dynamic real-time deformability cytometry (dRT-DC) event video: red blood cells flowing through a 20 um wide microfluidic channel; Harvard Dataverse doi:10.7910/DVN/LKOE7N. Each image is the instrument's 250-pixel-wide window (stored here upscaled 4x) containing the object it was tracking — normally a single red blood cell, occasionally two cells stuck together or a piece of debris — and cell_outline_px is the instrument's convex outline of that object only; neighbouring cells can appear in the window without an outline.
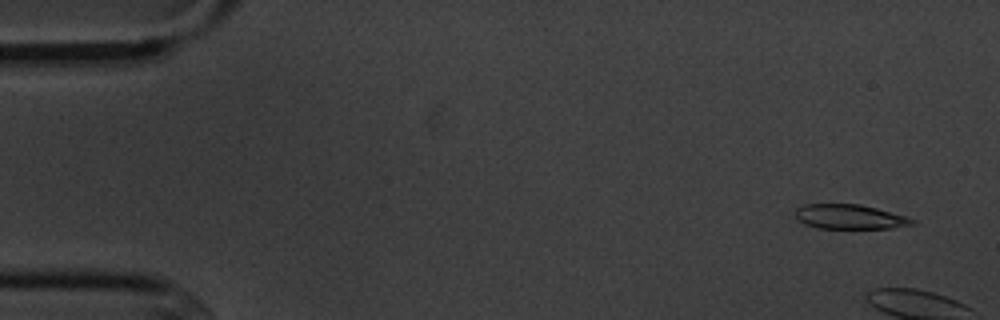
{"species": "common noctule bat (a hibernating species)", "species_latin": "Nyctalus noctula", "temperature_condition": "cold", "stored_images_in_passage": 6, "camera_frame_rate_fps": 3000, "um_per_image_px": 0.085, "animal": {"sex": "male", "body_mass_g": 20.1, "forearm_length_mm": 53.5}, "frame": {"image": 1, "passage_image": 1, "time_ms": 0.0, "image_size_px": [1000, 320], "cell_outline_px": [[916, 224], [892, 228], [816, 228], [804, 224], [796, 220], [796, 208], [804, 204], [860, 204], [876, 208], [904, 216], [916, 220]], "centroid_in_image_um": [72.19, 18.43], "position_along_channel_um": 12.8, "area_um2": 16.76}}